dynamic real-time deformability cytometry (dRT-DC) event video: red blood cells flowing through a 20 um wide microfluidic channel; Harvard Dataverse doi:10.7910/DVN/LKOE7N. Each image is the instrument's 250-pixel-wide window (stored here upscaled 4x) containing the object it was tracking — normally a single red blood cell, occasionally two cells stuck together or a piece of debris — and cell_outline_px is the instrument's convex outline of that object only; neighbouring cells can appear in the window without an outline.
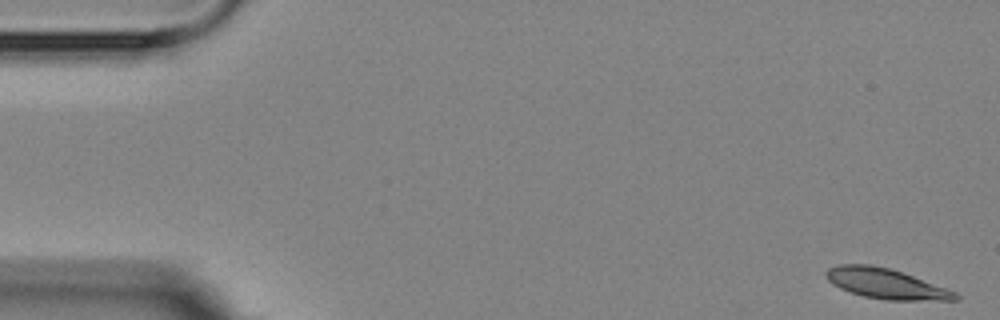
{"species": "Egyptian fruit bat (a non-hibernating species)", "species_latin": "Rousettus aegyptiacus", "temperature_condition": "room temperature", "stored_images_in_passage": 5, "camera_frame_rate_fps": 3000, "um_per_image_px": 0.085, "animal": {"sex": "female"}, "frame": {"image": 1, "passage_image": 1, "time_ms": 0.0, "image_size_px": [1000, 320], "cell_outline_px": [[960, 300], [888, 300], [864, 296], [840, 288], [832, 284], [824, 276], [824, 272], [828, 268], [840, 264], [872, 264], [888, 268], [948, 288], [956, 292], [960, 296]], "centroid_in_image_um": [75.3, 24.11], "position_along_channel_um": 9.7, "area_um2": 22.66}}